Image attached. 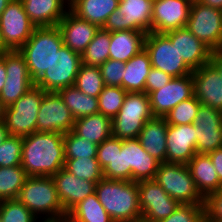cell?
Masks as SVG:
<instances>
[{"label":"cell","instance_id":"6da1fadb","mask_svg":"<svg viewBox=\"0 0 222 222\" xmlns=\"http://www.w3.org/2000/svg\"><path fill=\"white\" fill-rule=\"evenodd\" d=\"M64 135L34 132L23 137L21 167L27 176H50L65 165Z\"/></svg>","mask_w":222,"mask_h":222},{"label":"cell","instance_id":"7a4b0ae2","mask_svg":"<svg viewBox=\"0 0 222 222\" xmlns=\"http://www.w3.org/2000/svg\"><path fill=\"white\" fill-rule=\"evenodd\" d=\"M95 193L114 222L141 220L137 182L102 178Z\"/></svg>","mask_w":222,"mask_h":222},{"label":"cell","instance_id":"3957f363","mask_svg":"<svg viewBox=\"0 0 222 222\" xmlns=\"http://www.w3.org/2000/svg\"><path fill=\"white\" fill-rule=\"evenodd\" d=\"M40 222L67 214L58 198L55 182L50 176H28L17 198Z\"/></svg>","mask_w":222,"mask_h":222},{"label":"cell","instance_id":"277c9868","mask_svg":"<svg viewBox=\"0 0 222 222\" xmlns=\"http://www.w3.org/2000/svg\"><path fill=\"white\" fill-rule=\"evenodd\" d=\"M63 45L58 26L36 27L31 37L19 49L25 58L31 79L36 82L52 64Z\"/></svg>","mask_w":222,"mask_h":222},{"label":"cell","instance_id":"5b68a950","mask_svg":"<svg viewBox=\"0 0 222 222\" xmlns=\"http://www.w3.org/2000/svg\"><path fill=\"white\" fill-rule=\"evenodd\" d=\"M153 118L145 92L127 93L120 111L112 119V136L121 140L135 139L145 123Z\"/></svg>","mask_w":222,"mask_h":222},{"label":"cell","instance_id":"8992f818","mask_svg":"<svg viewBox=\"0 0 222 222\" xmlns=\"http://www.w3.org/2000/svg\"><path fill=\"white\" fill-rule=\"evenodd\" d=\"M45 92L34 85L17 101L4 107L3 123L9 135L26 137L36 132L37 116Z\"/></svg>","mask_w":222,"mask_h":222},{"label":"cell","instance_id":"52a82bcc","mask_svg":"<svg viewBox=\"0 0 222 222\" xmlns=\"http://www.w3.org/2000/svg\"><path fill=\"white\" fill-rule=\"evenodd\" d=\"M154 180L180 204H204L186 164L160 163Z\"/></svg>","mask_w":222,"mask_h":222},{"label":"cell","instance_id":"ba28073f","mask_svg":"<svg viewBox=\"0 0 222 222\" xmlns=\"http://www.w3.org/2000/svg\"><path fill=\"white\" fill-rule=\"evenodd\" d=\"M153 0H119L118 8L108 17L103 30L151 32Z\"/></svg>","mask_w":222,"mask_h":222},{"label":"cell","instance_id":"9c48e42d","mask_svg":"<svg viewBox=\"0 0 222 222\" xmlns=\"http://www.w3.org/2000/svg\"><path fill=\"white\" fill-rule=\"evenodd\" d=\"M81 64V54L63 44L55 54L51 66L35 82V86L46 92H58L65 87L74 86Z\"/></svg>","mask_w":222,"mask_h":222},{"label":"cell","instance_id":"30bf717a","mask_svg":"<svg viewBox=\"0 0 222 222\" xmlns=\"http://www.w3.org/2000/svg\"><path fill=\"white\" fill-rule=\"evenodd\" d=\"M186 28L212 51L222 48V10L193 0Z\"/></svg>","mask_w":222,"mask_h":222},{"label":"cell","instance_id":"8fae6325","mask_svg":"<svg viewBox=\"0 0 222 222\" xmlns=\"http://www.w3.org/2000/svg\"><path fill=\"white\" fill-rule=\"evenodd\" d=\"M144 48L150 57L151 66L172 77L192 74L170 39L164 33L149 32L146 34Z\"/></svg>","mask_w":222,"mask_h":222},{"label":"cell","instance_id":"7c38bea8","mask_svg":"<svg viewBox=\"0 0 222 222\" xmlns=\"http://www.w3.org/2000/svg\"><path fill=\"white\" fill-rule=\"evenodd\" d=\"M141 220L158 222L168 218L180 205L154 180L137 182Z\"/></svg>","mask_w":222,"mask_h":222},{"label":"cell","instance_id":"4fadbf2b","mask_svg":"<svg viewBox=\"0 0 222 222\" xmlns=\"http://www.w3.org/2000/svg\"><path fill=\"white\" fill-rule=\"evenodd\" d=\"M35 28L21 0H12L0 15L2 39L9 50H19Z\"/></svg>","mask_w":222,"mask_h":222},{"label":"cell","instance_id":"5bb4252c","mask_svg":"<svg viewBox=\"0 0 222 222\" xmlns=\"http://www.w3.org/2000/svg\"><path fill=\"white\" fill-rule=\"evenodd\" d=\"M4 61L7 77L0 92V101L7 107L28 92L35 82L31 79L25 58L19 50L4 53Z\"/></svg>","mask_w":222,"mask_h":222},{"label":"cell","instance_id":"9a60e30c","mask_svg":"<svg viewBox=\"0 0 222 222\" xmlns=\"http://www.w3.org/2000/svg\"><path fill=\"white\" fill-rule=\"evenodd\" d=\"M75 118L58 92H45L40 104L36 132H57L62 135L73 130Z\"/></svg>","mask_w":222,"mask_h":222},{"label":"cell","instance_id":"2e32d148","mask_svg":"<svg viewBox=\"0 0 222 222\" xmlns=\"http://www.w3.org/2000/svg\"><path fill=\"white\" fill-rule=\"evenodd\" d=\"M124 180L140 182L156 176L160 162L149 155L137 138L122 140Z\"/></svg>","mask_w":222,"mask_h":222},{"label":"cell","instance_id":"e0dca14e","mask_svg":"<svg viewBox=\"0 0 222 222\" xmlns=\"http://www.w3.org/2000/svg\"><path fill=\"white\" fill-rule=\"evenodd\" d=\"M193 95L192 74L173 77L166 86L148 94L153 116L165 118L175 106Z\"/></svg>","mask_w":222,"mask_h":222},{"label":"cell","instance_id":"ac0fdd59","mask_svg":"<svg viewBox=\"0 0 222 222\" xmlns=\"http://www.w3.org/2000/svg\"><path fill=\"white\" fill-rule=\"evenodd\" d=\"M197 154L222 147V112L201 104L194 121Z\"/></svg>","mask_w":222,"mask_h":222},{"label":"cell","instance_id":"d6986e66","mask_svg":"<svg viewBox=\"0 0 222 222\" xmlns=\"http://www.w3.org/2000/svg\"><path fill=\"white\" fill-rule=\"evenodd\" d=\"M192 0H153L151 32L166 33L186 27Z\"/></svg>","mask_w":222,"mask_h":222},{"label":"cell","instance_id":"ffe728a7","mask_svg":"<svg viewBox=\"0 0 222 222\" xmlns=\"http://www.w3.org/2000/svg\"><path fill=\"white\" fill-rule=\"evenodd\" d=\"M176 47L185 64L192 70L210 63L212 50L186 27L164 33Z\"/></svg>","mask_w":222,"mask_h":222},{"label":"cell","instance_id":"44dd1931","mask_svg":"<svg viewBox=\"0 0 222 222\" xmlns=\"http://www.w3.org/2000/svg\"><path fill=\"white\" fill-rule=\"evenodd\" d=\"M194 96L203 104L222 112V76L210 62L192 72Z\"/></svg>","mask_w":222,"mask_h":222},{"label":"cell","instance_id":"7402d4cb","mask_svg":"<svg viewBox=\"0 0 222 222\" xmlns=\"http://www.w3.org/2000/svg\"><path fill=\"white\" fill-rule=\"evenodd\" d=\"M195 124L170 125L167 127L166 162L188 164L197 153Z\"/></svg>","mask_w":222,"mask_h":222},{"label":"cell","instance_id":"603a6c76","mask_svg":"<svg viewBox=\"0 0 222 222\" xmlns=\"http://www.w3.org/2000/svg\"><path fill=\"white\" fill-rule=\"evenodd\" d=\"M52 178L55 182L58 198L66 213L87 196L95 193V182L80 179L64 167Z\"/></svg>","mask_w":222,"mask_h":222},{"label":"cell","instance_id":"cb8c5ba5","mask_svg":"<svg viewBox=\"0 0 222 222\" xmlns=\"http://www.w3.org/2000/svg\"><path fill=\"white\" fill-rule=\"evenodd\" d=\"M63 37V44L82 55L100 29L87 20L79 18L70 9L57 25Z\"/></svg>","mask_w":222,"mask_h":222},{"label":"cell","instance_id":"d4e9b609","mask_svg":"<svg viewBox=\"0 0 222 222\" xmlns=\"http://www.w3.org/2000/svg\"><path fill=\"white\" fill-rule=\"evenodd\" d=\"M35 27L57 26L69 10L67 0H21Z\"/></svg>","mask_w":222,"mask_h":222},{"label":"cell","instance_id":"484cf974","mask_svg":"<svg viewBox=\"0 0 222 222\" xmlns=\"http://www.w3.org/2000/svg\"><path fill=\"white\" fill-rule=\"evenodd\" d=\"M167 127L165 118L154 117L145 123L137 137L145 151L160 163L166 162Z\"/></svg>","mask_w":222,"mask_h":222},{"label":"cell","instance_id":"4316f807","mask_svg":"<svg viewBox=\"0 0 222 222\" xmlns=\"http://www.w3.org/2000/svg\"><path fill=\"white\" fill-rule=\"evenodd\" d=\"M187 167L195 186L203 198L222 189L216 169L207 154H195Z\"/></svg>","mask_w":222,"mask_h":222},{"label":"cell","instance_id":"83f0119b","mask_svg":"<svg viewBox=\"0 0 222 222\" xmlns=\"http://www.w3.org/2000/svg\"><path fill=\"white\" fill-rule=\"evenodd\" d=\"M146 33L138 30L110 32L109 59L126 63L144 49Z\"/></svg>","mask_w":222,"mask_h":222},{"label":"cell","instance_id":"f1b7e54d","mask_svg":"<svg viewBox=\"0 0 222 222\" xmlns=\"http://www.w3.org/2000/svg\"><path fill=\"white\" fill-rule=\"evenodd\" d=\"M118 5L119 0H73L69 9L79 18L102 28Z\"/></svg>","mask_w":222,"mask_h":222},{"label":"cell","instance_id":"f546056e","mask_svg":"<svg viewBox=\"0 0 222 222\" xmlns=\"http://www.w3.org/2000/svg\"><path fill=\"white\" fill-rule=\"evenodd\" d=\"M72 131L77 136L99 145L112 136V119L98 112L75 119Z\"/></svg>","mask_w":222,"mask_h":222},{"label":"cell","instance_id":"4dcf8cb0","mask_svg":"<svg viewBox=\"0 0 222 222\" xmlns=\"http://www.w3.org/2000/svg\"><path fill=\"white\" fill-rule=\"evenodd\" d=\"M151 68L149 54L144 48L125 63L123 89L127 93L145 92V82Z\"/></svg>","mask_w":222,"mask_h":222},{"label":"cell","instance_id":"1f68e13d","mask_svg":"<svg viewBox=\"0 0 222 222\" xmlns=\"http://www.w3.org/2000/svg\"><path fill=\"white\" fill-rule=\"evenodd\" d=\"M58 93L75 119L99 112L98 98L84 94L75 86L65 87Z\"/></svg>","mask_w":222,"mask_h":222},{"label":"cell","instance_id":"d6a6232c","mask_svg":"<svg viewBox=\"0 0 222 222\" xmlns=\"http://www.w3.org/2000/svg\"><path fill=\"white\" fill-rule=\"evenodd\" d=\"M67 214L78 222H114L98 200L96 193L87 196Z\"/></svg>","mask_w":222,"mask_h":222},{"label":"cell","instance_id":"836d02e7","mask_svg":"<svg viewBox=\"0 0 222 222\" xmlns=\"http://www.w3.org/2000/svg\"><path fill=\"white\" fill-rule=\"evenodd\" d=\"M27 177L21 165L0 167V201L17 199Z\"/></svg>","mask_w":222,"mask_h":222},{"label":"cell","instance_id":"e575fe53","mask_svg":"<svg viewBox=\"0 0 222 222\" xmlns=\"http://www.w3.org/2000/svg\"><path fill=\"white\" fill-rule=\"evenodd\" d=\"M110 40V32L100 28L82 53V64L100 66L105 63L109 59Z\"/></svg>","mask_w":222,"mask_h":222},{"label":"cell","instance_id":"d590c367","mask_svg":"<svg viewBox=\"0 0 222 222\" xmlns=\"http://www.w3.org/2000/svg\"><path fill=\"white\" fill-rule=\"evenodd\" d=\"M74 86L84 94L98 98L105 86L99 66L81 64Z\"/></svg>","mask_w":222,"mask_h":222},{"label":"cell","instance_id":"8d00e7d4","mask_svg":"<svg viewBox=\"0 0 222 222\" xmlns=\"http://www.w3.org/2000/svg\"><path fill=\"white\" fill-rule=\"evenodd\" d=\"M64 168L78 178L96 184L103 178L97 158L66 159Z\"/></svg>","mask_w":222,"mask_h":222},{"label":"cell","instance_id":"74e56055","mask_svg":"<svg viewBox=\"0 0 222 222\" xmlns=\"http://www.w3.org/2000/svg\"><path fill=\"white\" fill-rule=\"evenodd\" d=\"M98 145L77 136L72 130L64 135L65 159L96 158Z\"/></svg>","mask_w":222,"mask_h":222},{"label":"cell","instance_id":"f35d334b","mask_svg":"<svg viewBox=\"0 0 222 222\" xmlns=\"http://www.w3.org/2000/svg\"><path fill=\"white\" fill-rule=\"evenodd\" d=\"M127 92L118 86H104L98 96L99 113L113 119L123 105Z\"/></svg>","mask_w":222,"mask_h":222},{"label":"cell","instance_id":"ab89813d","mask_svg":"<svg viewBox=\"0 0 222 222\" xmlns=\"http://www.w3.org/2000/svg\"><path fill=\"white\" fill-rule=\"evenodd\" d=\"M0 222H40L18 199L0 201Z\"/></svg>","mask_w":222,"mask_h":222},{"label":"cell","instance_id":"60d3db41","mask_svg":"<svg viewBox=\"0 0 222 222\" xmlns=\"http://www.w3.org/2000/svg\"><path fill=\"white\" fill-rule=\"evenodd\" d=\"M201 103L193 95L191 98L180 102L165 117L167 124L186 125L194 123Z\"/></svg>","mask_w":222,"mask_h":222},{"label":"cell","instance_id":"b9f144b4","mask_svg":"<svg viewBox=\"0 0 222 222\" xmlns=\"http://www.w3.org/2000/svg\"><path fill=\"white\" fill-rule=\"evenodd\" d=\"M23 137L9 135L0 145V167L21 165Z\"/></svg>","mask_w":222,"mask_h":222},{"label":"cell","instance_id":"7bdbcfd3","mask_svg":"<svg viewBox=\"0 0 222 222\" xmlns=\"http://www.w3.org/2000/svg\"><path fill=\"white\" fill-rule=\"evenodd\" d=\"M158 222H205L203 204H180L168 218Z\"/></svg>","mask_w":222,"mask_h":222},{"label":"cell","instance_id":"ee69618b","mask_svg":"<svg viewBox=\"0 0 222 222\" xmlns=\"http://www.w3.org/2000/svg\"><path fill=\"white\" fill-rule=\"evenodd\" d=\"M101 75L106 86H118L123 88V74L125 63L108 59L105 63L99 66Z\"/></svg>","mask_w":222,"mask_h":222},{"label":"cell","instance_id":"f6af8a7d","mask_svg":"<svg viewBox=\"0 0 222 222\" xmlns=\"http://www.w3.org/2000/svg\"><path fill=\"white\" fill-rule=\"evenodd\" d=\"M205 222H222V189L204 198Z\"/></svg>","mask_w":222,"mask_h":222},{"label":"cell","instance_id":"bcb514c9","mask_svg":"<svg viewBox=\"0 0 222 222\" xmlns=\"http://www.w3.org/2000/svg\"><path fill=\"white\" fill-rule=\"evenodd\" d=\"M122 140L116 138L115 157L112 161L102 170L103 178L124 180V160L123 152H121Z\"/></svg>","mask_w":222,"mask_h":222},{"label":"cell","instance_id":"7dc6e473","mask_svg":"<svg viewBox=\"0 0 222 222\" xmlns=\"http://www.w3.org/2000/svg\"><path fill=\"white\" fill-rule=\"evenodd\" d=\"M172 79L171 75L152 67L146 78L145 93L148 95L150 92L163 88Z\"/></svg>","mask_w":222,"mask_h":222},{"label":"cell","instance_id":"c3c4849f","mask_svg":"<svg viewBox=\"0 0 222 222\" xmlns=\"http://www.w3.org/2000/svg\"><path fill=\"white\" fill-rule=\"evenodd\" d=\"M116 138L111 136L98 145L97 160L103 170L115 157Z\"/></svg>","mask_w":222,"mask_h":222},{"label":"cell","instance_id":"681fc988","mask_svg":"<svg viewBox=\"0 0 222 222\" xmlns=\"http://www.w3.org/2000/svg\"><path fill=\"white\" fill-rule=\"evenodd\" d=\"M207 155L210 157L216 169L218 179L222 183V147L209 152Z\"/></svg>","mask_w":222,"mask_h":222},{"label":"cell","instance_id":"f907efd6","mask_svg":"<svg viewBox=\"0 0 222 222\" xmlns=\"http://www.w3.org/2000/svg\"><path fill=\"white\" fill-rule=\"evenodd\" d=\"M210 62L217 68L222 76V48L212 51Z\"/></svg>","mask_w":222,"mask_h":222},{"label":"cell","instance_id":"816d5d0a","mask_svg":"<svg viewBox=\"0 0 222 222\" xmlns=\"http://www.w3.org/2000/svg\"><path fill=\"white\" fill-rule=\"evenodd\" d=\"M7 72L5 68L4 54L0 57V92L6 82Z\"/></svg>","mask_w":222,"mask_h":222},{"label":"cell","instance_id":"f5cc1de1","mask_svg":"<svg viewBox=\"0 0 222 222\" xmlns=\"http://www.w3.org/2000/svg\"><path fill=\"white\" fill-rule=\"evenodd\" d=\"M203 5L222 10V0H197Z\"/></svg>","mask_w":222,"mask_h":222},{"label":"cell","instance_id":"db71d44e","mask_svg":"<svg viewBox=\"0 0 222 222\" xmlns=\"http://www.w3.org/2000/svg\"><path fill=\"white\" fill-rule=\"evenodd\" d=\"M47 222H78V221L73 219L69 214H65Z\"/></svg>","mask_w":222,"mask_h":222},{"label":"cell","instance_id":"11a10c76","mask_svg":"<svg viewBox=\"0 0 222 222\" xmlns=\"http://www.w3.org/2000/svg\"><path fill=\"white\" fill-rule=\"evenodd\" d=\"M9 136L8 130L5 127V124L0 123V145L5 141V139Z\"/></svg>","mask_w":222,"mask_h":222},{"label":"cell","instance_id":"9f6ffc18","mask_svg":"<svg viewBox=\"0 0 222 222\" xmlns=\"http://www.w3.org/2000/svg\"><path fill=\"white\" fill-rule=\"evenodd\" d=\"M9 51V49L6 47V45L3 42L2 35H1V30H0V57Z\"/></svg>","mask_w":222,"mask_h":222},{"label":"cell","instance_id":"6f0895ef","mask_svg":"<svg viewBox=\"0 0 222 222\" xmlns=\"http://www.w3.org/2000/svg\"><path fill=\"white\" fill-rule=\"evenodd\" d=\"M12 0H0V15Z\"/></svg>","mask_w":222,"mask_h":222},{"label":"cell","instance_id":"680465c9","mask_svg":"<svg viewBox=\"0 0 222 222\" xmlns=\"http://www.w3.org/2000/svg\"><path fill=\"white\" fill-rule=\"evenodd\" d=\"M3 117H4V106L2 105L0 101V123L3 122Z\"/></svg>","mask_w":222,"mask_h":222}]
</instances>
